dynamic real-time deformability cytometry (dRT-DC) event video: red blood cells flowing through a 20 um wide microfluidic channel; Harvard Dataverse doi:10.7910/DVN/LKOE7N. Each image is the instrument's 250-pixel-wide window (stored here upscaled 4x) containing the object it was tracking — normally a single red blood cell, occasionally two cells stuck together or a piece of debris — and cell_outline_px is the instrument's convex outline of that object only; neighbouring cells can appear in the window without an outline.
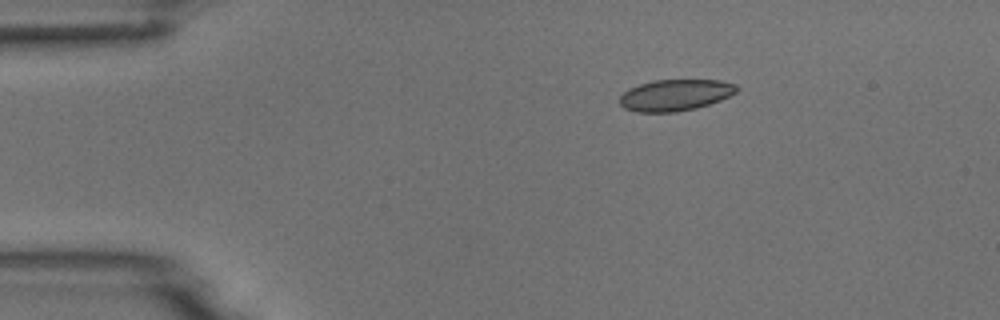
{"species": "common noctule bat (a hibernating species)", "species_latin": "Nyctalus noctula", "temperature_condition": "room temperature", "stored_images_in_passage": 4, "camera_frame_rate_fps": 3000, "um_per_image_px": 0.085, "animal": {"sex": "male", "body_mass_g": 18.8}, "frame": {"image": 1, "passage_image": 2, "time_ms": 2.333, "image_size_px": [1000, 320], "cell_outline_px": [[740, 88], [736, 92], [720, 100], [696, 108], [676, 112], [636, 112], [624, 108], [620, 104], [620, 96], [628, 88], [652, 80], [720, 80], [736, 84]], "centroid_in_image_um": [57.39, 8.08], "position_along_channel_um": 27.6, "area_um2": 21.44}}